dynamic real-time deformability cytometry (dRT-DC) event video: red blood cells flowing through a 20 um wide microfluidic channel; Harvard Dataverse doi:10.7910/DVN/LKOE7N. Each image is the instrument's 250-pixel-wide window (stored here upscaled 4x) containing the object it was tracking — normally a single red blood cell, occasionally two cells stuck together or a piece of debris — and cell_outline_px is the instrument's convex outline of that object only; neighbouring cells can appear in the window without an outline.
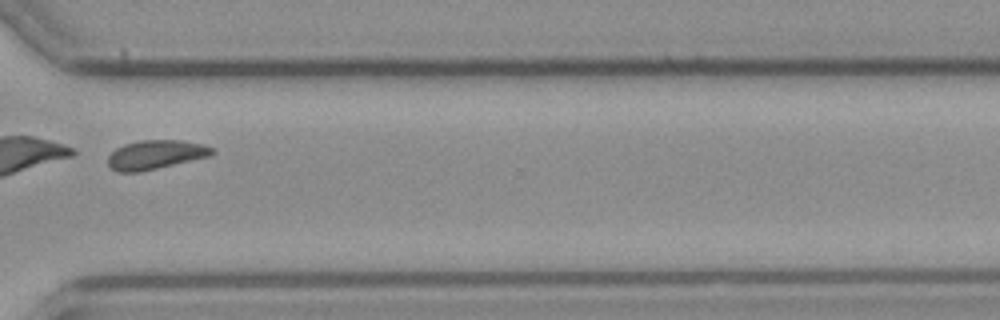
{"species": "common noctule bat (a hibernating species)", "species_latin": "Nyctalus noctula", "temperature_condition": "cold", "stored_images_in_passage": 51, "segment_of_instrument_passage": [2, 2], "camera_frame_rate_fps": 3000, "um_per_image_px": 0.085, "animal": {"sex": "female", "body_mass_g": 21.9}, "frame": {"image": 1, "passage_image": 38, "time_ms": 12.333, "image_size_px": [1000, 320], "cell_outline_px": [[216, 152], [208, 156], [140, 172], [116, 172], [108, 164], [108, 156], [116, 148], [124, 144], [140, 140], [180, 140], [204, 144], [216, 148]], "centroid_in_image_um": [13.23, 13.14], "position_along_channel_um": 357.4, "area_um2": 17.63}}